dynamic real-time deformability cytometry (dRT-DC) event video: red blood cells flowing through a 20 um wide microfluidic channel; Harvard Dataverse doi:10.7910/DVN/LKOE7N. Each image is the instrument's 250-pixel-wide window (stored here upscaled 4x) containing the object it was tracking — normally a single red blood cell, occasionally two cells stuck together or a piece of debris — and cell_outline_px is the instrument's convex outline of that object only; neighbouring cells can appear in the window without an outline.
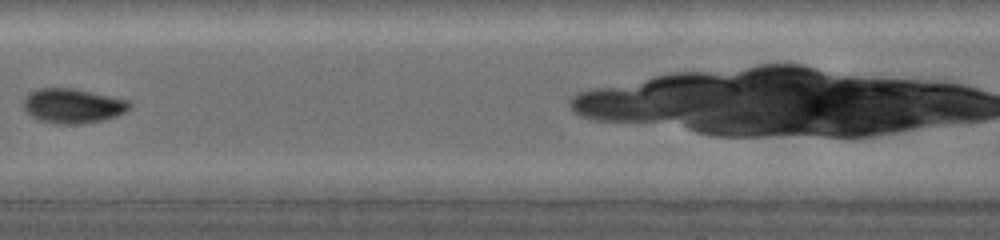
{"species": "common noctule bat (a hibernating species)", "species_latin": "Nyctalus noctula", "temperature_condition": "warm", "stored_images_in_passage": 30, "camera_frame_rate_fps": 5000, "um_per_image_px": 0.085, "animal": {"sex": "female", "body_mass_g": 19.0, "forearm_length_mm": 53.3}, "frame": {"image": 1, "passage_image": 9, "time_ms": 2.8, "image_size_px": [1000, 240], "cell_outline_px": [[132, 108], [116, 116], [104, 120], [80, 124], [56, 124], [40, 120], [32, 116], [24, 108], [24, 100], [32, 92], [44, 88], [68, 88], [128, 100], [132, 104]], "centroid_in_image_um": [6.23, 9.02], "position_along_channel_um": 201.2, "area_um2": 20.92}}
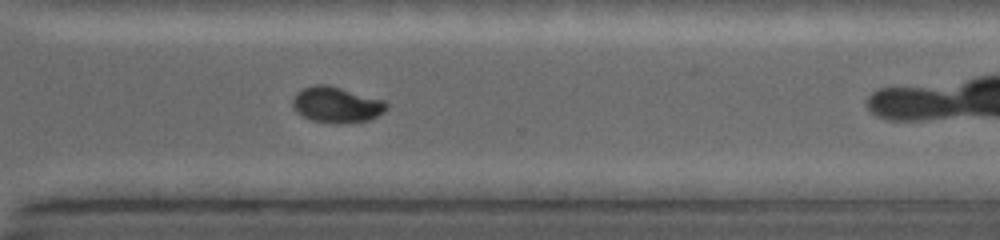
{"frame": {"image": 2, "passage_image": 18, "time_ms": 6.0, "image_size_px": [1000, 240], "cell_outline_px": [[388, 108], [384, 112], [368, 120], [336, 124], [312, 120], [300, 116], [292, 108], [292, 100], [296, 92], [304, 88], [316, 84], [328, 84], [384, 100], [388, 104]], "centroid_in_image_um": [28.57, 8.9], "position_along_channel_um": 342.0, "area_um2": 19.77}}